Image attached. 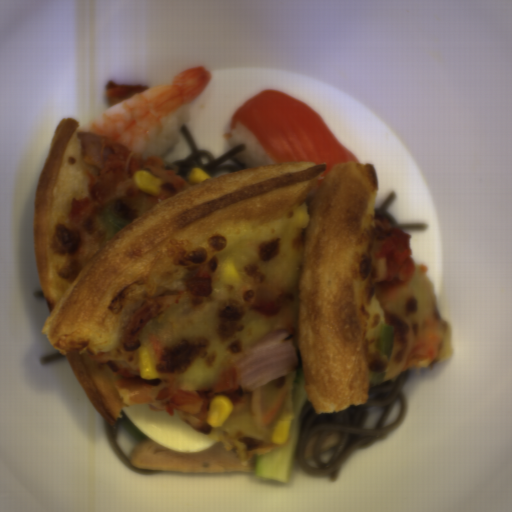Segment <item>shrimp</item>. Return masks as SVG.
<instances>
[{"mask_svg":"<svg viewBox=\"0 0 512 512\" xmlns=\"http://www.w3.org/2000/svg\"><path fill=\"white\" fill-rule=\"evenodd\" d=\"M207 67L192 66L170 83L141 91L100 113L80 127L104 136L141 157L162 121L194 102L211 81Z\"/></svg>","mask_w":512,"mask_h":512,"instance_id":"1","label":"shrimp"}]
</instances>
